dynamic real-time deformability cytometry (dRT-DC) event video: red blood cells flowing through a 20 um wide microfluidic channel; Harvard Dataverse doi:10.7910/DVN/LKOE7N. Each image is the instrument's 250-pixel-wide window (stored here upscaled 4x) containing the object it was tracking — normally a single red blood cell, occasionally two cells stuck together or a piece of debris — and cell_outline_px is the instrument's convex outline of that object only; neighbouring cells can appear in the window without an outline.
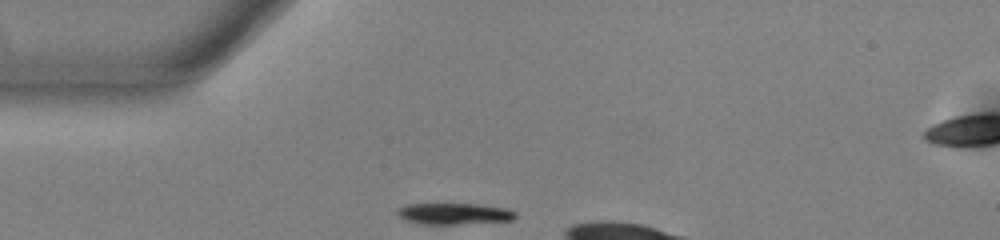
{"species": "common noctule bat (a hibernating species)", "species_latin": "Nyctalus noctula", "temperature_condition": "warm", "stored_images_in_passage": 3, "camera_frame_rate_fps": 3000, "um_per_image_px": 0.085, "animal": {"sex": "male", "body_mass_g": 13.0, "forearm_length_mm": 53.1}, "frame": {"image": 1, "passage_image": 1, "time_ms": 0.0, "image_size_px": [1000, 240], "cell_outline_px": [[516, 216], [512, 220], [456, 224], [416, 224], [404, 220], [396, 212], [400, 208], [408, 204], [480, 204], [508, 208], [516, 212]], "centroid_in_image_um": [38.61, 18.17], "position_along_channel_um": 46.4, "area_um2": 14.68}}